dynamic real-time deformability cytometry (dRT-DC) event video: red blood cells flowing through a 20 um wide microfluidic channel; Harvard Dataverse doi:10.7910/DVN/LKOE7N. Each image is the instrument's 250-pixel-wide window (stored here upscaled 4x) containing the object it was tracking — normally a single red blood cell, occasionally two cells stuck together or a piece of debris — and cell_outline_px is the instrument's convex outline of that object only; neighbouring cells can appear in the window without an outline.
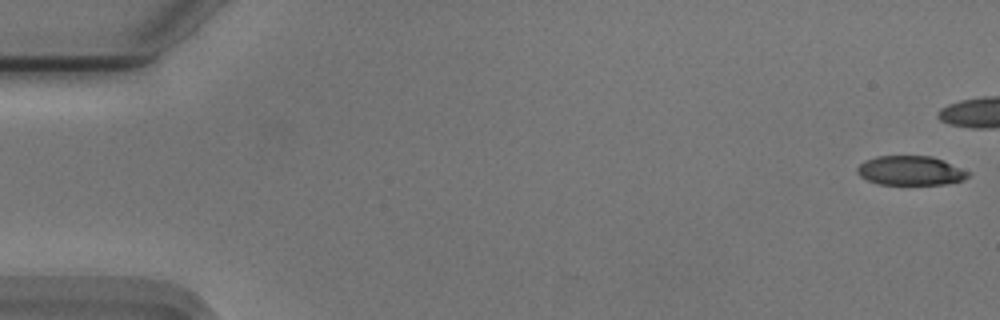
{"species": "Egyptian fruit bat (a non-hibernating species)", "species_latin": "Rousettus aegyptiacus", "temperature_condition": "cold", "stored_images_in_passage": 44, "camera_frame_rate_fps": 3000, "um_per_image_px": 0.085, "animal": {"sex": "male"}, "frame": {"image": 1, "passage_image": 1, "time_ms": 0.0, "image_size_px": [1000, 320], "cell_outline_px": [[972, 172], [964, 180], [944, 184], [880, 184], [868, 180], [860, 176], [856, 172], [856, 168], [864, 160], [876, 156], [932, 156]], "centroid_in_image_um": [77.39, 14.49], "position_along_channel_um": 7.6, "area_um2": 18.96}}
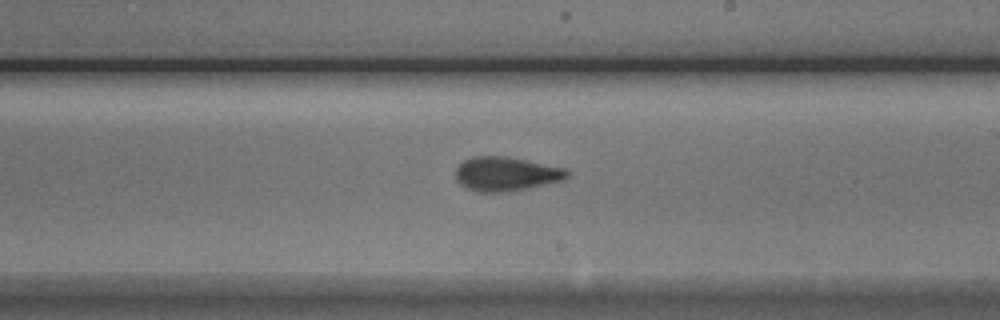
{"frame": {"image": 2, "passage_image": 32, "time_ms": 10.333, "image_size_px": [1000, 320], "cell_outline_px": [[572, 172], [564, 180], [528, 188], [508, 192], [476, 192], [460, 184], [456, 180], [456, 168], [464, 160], [472, 156], [508, 156], [568, 168]], "centroid_in_image_um": [43.06, 14.77], "position_along_channel_um": 245.9, "area_um2": 22.54}}
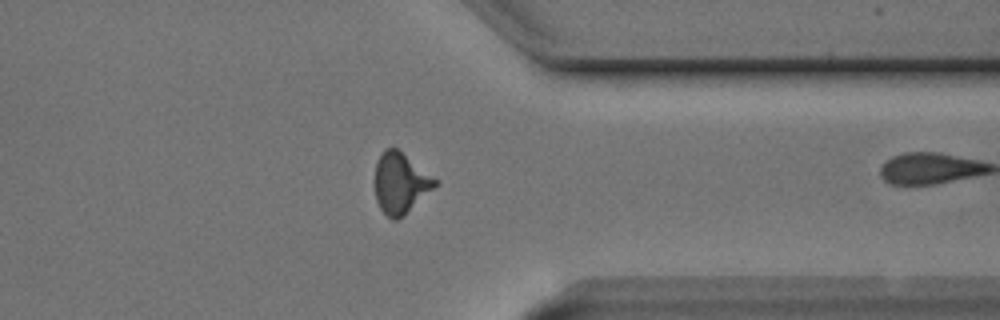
{"frame": {"image": 3, "passage_image": 43, "time_ms": 14.0, "image_size_px": [1000, 320], "cell_outline_px": [[440, 184], [404, 216], [396, 220], [392, 220], [380, 208], [376, 200], [376, 160], [380, 152], [384, 148], [396, 148], [440, 180]], "centroid_in_image_um": [34.09, 15.56], "position_along_channel_um": 377.3, "area_um2": 21.62}}